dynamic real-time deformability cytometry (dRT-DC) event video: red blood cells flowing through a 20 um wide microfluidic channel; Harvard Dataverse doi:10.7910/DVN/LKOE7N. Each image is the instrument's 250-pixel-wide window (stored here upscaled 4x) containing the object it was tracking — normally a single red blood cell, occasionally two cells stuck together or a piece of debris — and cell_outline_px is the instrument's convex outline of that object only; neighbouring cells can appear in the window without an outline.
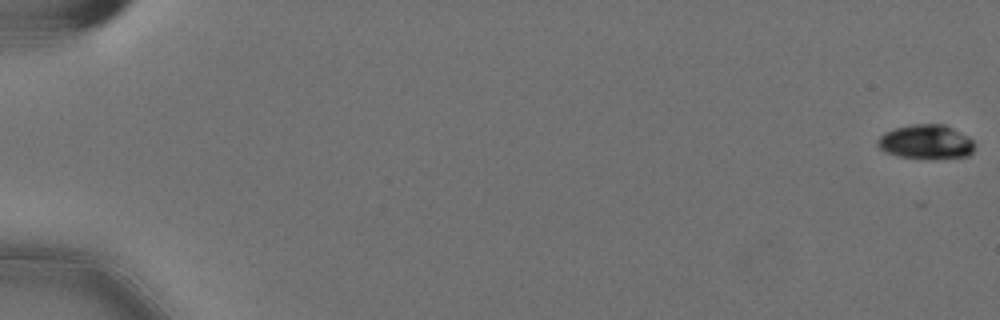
{"species": "Egyptian fruit bat (a non-hibernating species)", "species_latin": "Rousettus aegyptiacus", "temperature_condition": "cold", "stored_images_in_passage": 58, "camera_frame_rate_fps": 3000, "um_per_image_px": 0.085, "animal": {"sex": "female"}, "frame": {"image": 1, "passage_image": 1, "time_ms": 0.0, "image_size_px": [1000, 320], "cell_outline_px": [[976, 144], [972, 152], [968, 156], [900, 156], [884, 152], [876, 144], [876, 140], [884, 132], [896, 128], [912, 124], [944, 124], [968, 136]], "centroid_in_image_um": [78.69, 12.01], "position_along_channel_um": 6.3, "area_um2": 18.73}}
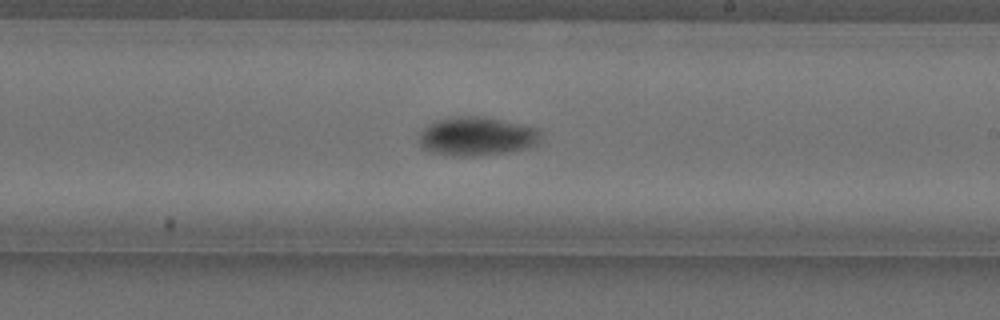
{"frame": {"image": 2, "passage_image": 36, "time_ms": 11.667, "image_size_px": [1000, 320], "cell_outline_px": [[540, 136], [536, 144], [524, 148], [508, 152], [476, 156], [444, 156], [432, 152], [424, 148], [420, 144], [420, 132], [432, 120], [456, 116], [484, 116], [536, 128], [540, 132]], "centroid_in_image_um": [40.46, 11.59], "position_along_channel_um": 248.5, "area_um2": 27.51}}
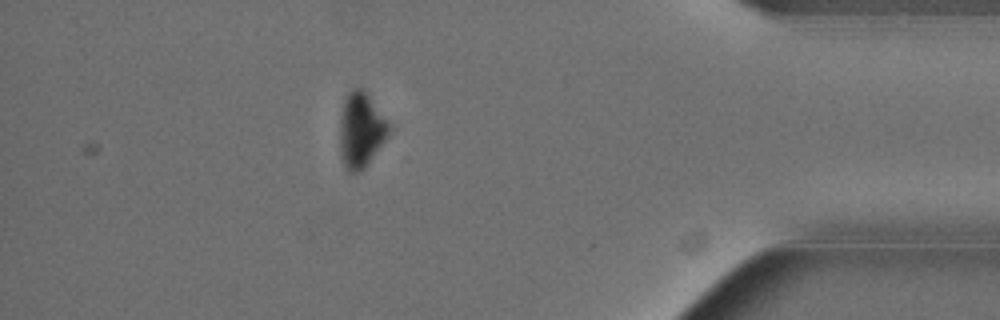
{"frame": {"image": 3, "passage_image": 52, "time_ms": 17.0, "image_size_px": [1000, 320], "cell_outline_px": [[392, 128], [368, 164], [360, 172], [348, 172], [340, 156], [340, 116], [344, 96], [352, 88], [360, 88], [368, 96]], "centroid_in_image_um": [30.64, 11.07], "position_along_channel_um": 404.6, "area_um2": 21.21}, "authors_computed_cell_mechanics": {"area_um2": 22.1085, "velocity_mm_per_s": 3.5919, "shape_relaxation_time_tau1_ms": 1.729, "shape_relaxation_time_tau2_ms": null, "deformation_change_tau1": 0.1113, "deformation_change_tau2": null}}